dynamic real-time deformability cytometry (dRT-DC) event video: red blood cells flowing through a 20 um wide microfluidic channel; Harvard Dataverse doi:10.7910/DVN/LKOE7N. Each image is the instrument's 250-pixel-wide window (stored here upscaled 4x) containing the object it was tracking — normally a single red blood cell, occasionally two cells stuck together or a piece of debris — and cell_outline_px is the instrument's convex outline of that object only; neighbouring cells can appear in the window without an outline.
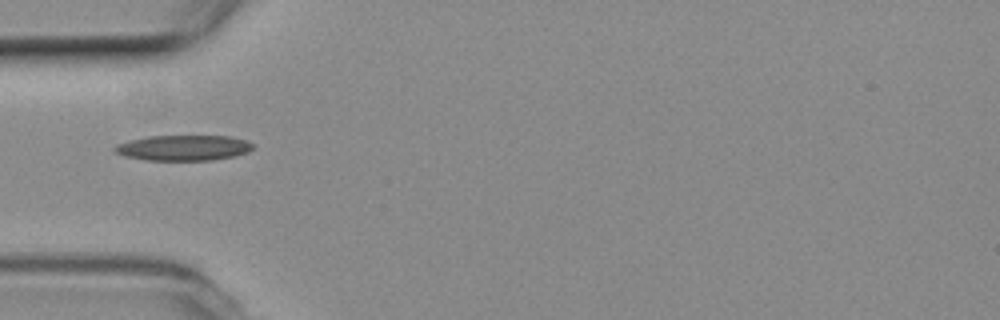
{"species": "common noctule bat (a hibernating species)", "species_latin": "Nyctalus noctula", "temperature_condition": "room temperature", "stored_images_in_passage": 35, "camera_frame_rate_fps": 3000, "um_per_image_px": 0.085, "animal": {"sex": "female", "body_mass_g": 19.3, "forearm_length_mm": 54.1}, "frame": {"image": 1, "passage_image": 1, "time_ms": 0.0, "image_size_px": [1000, 320], "cell_outline_px": [[252, 148], [248, 152], [232, 156], [212, 160], [144, 160], [124, 156], [112, 152], [112, 148], [116, 144], [148, 136], [228, 136], [244, 140], [252, 144]], "centroid_in_image_um": [15.51, 12.57], "position_along_channel_um": 69.5, "area_um2": 20.4}}
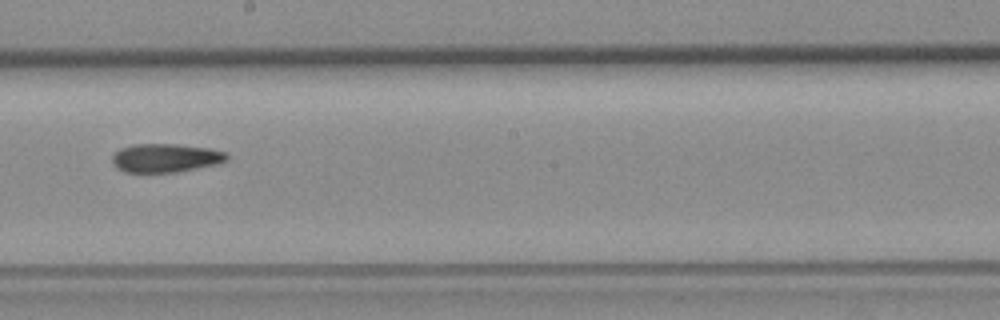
{"frame": {"image": 2, "passage_image": 14, "time_ms": 4.333, "image_size_px": [1000, 320], "cell_outline_px": [[228, 156], [224, 160], [212, 164], [176, 172], [124, 172], [116, 168], [112, 164], [112, 156], [120, 148], [132, 144], [180, 144], [208, 148], [224, 152]], "centroid_in_image_um": [13.97, 13.41], "position_along_channel_um": 234.2, "area_um2": 18.84}}
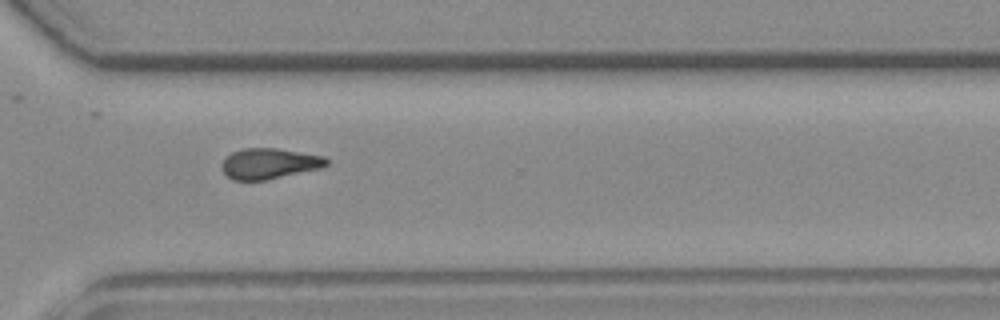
{"frame": {"image": 3, "passage_image": 23, "time_ms": 7.333, "image_size_px": [1000, 320], "cell_outline_px": [[328, 164], [320, 168], [264, 180], [232, 180], [220, 168], [224, 160], [232, 152], [244, 148], [276, 148], [324, 156], [328, 160]], "centroid_in_image_um": [22.87, 13.9], "position_along_channel_um": 347.7, "area_um2": 18.44}, "authors_computed_cell_mechanics": {"area_um2": 18.9584, "velocity_mm_per_s": 3.7839, "shape_relaxation_time_tau1_ms": null, "shape_relaxation_time_tau2_ms": 8.9974, "deformation_change_tau1": null, "deformation_change_tau2": 0.1966}}